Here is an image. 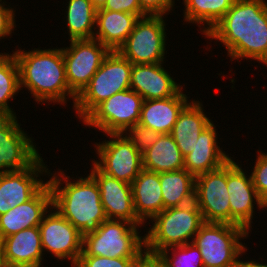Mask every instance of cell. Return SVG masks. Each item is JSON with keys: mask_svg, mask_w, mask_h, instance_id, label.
Returning <instances> with one entry per match:
<instances>
[{"mask_svg": "<svg viewBox=\"0 0 267 267\" xmlns=\"http://www.w3.org/2000/svg\"><path fill=\"white\" fill-rule=\"evenodd\" d=\"M204 36L220 41L231 62L245 58L267 67V1L236 0Z\"/></svg>", "mask_w": 267, "mask_h": 267, "instance_id": "cell-1", "label": "cell"}, {"mask_svg": "<svg viewBox=\"0 0 267 267\" xmlns=\"http://www.w3.org/2000/svg\"><path fill=\"white\" fill-rule=\"evenodd\" d=\"M19 67L20 90L28 89L37 104L57 103L65 106L77 96L70 90L62 48L13 50ZM67 96V97H66Z\"/></svg>", "mask_w": 267, "mask_h": 267, "instance_id": "cell-2", "label": "cell"}, {"mask_svg": "<svg viewBox=\"0 0 267 267\" xmlns=\"http://www.w3.org/2000/svg\"><path fill=\"white\" fill-rule=\"evenodd\" d=\"M57 173H51L50 170L48 173L52 207L66 218L82 237L95 232L108 219L97 182L90 174L73 181L64 171Z\"/></svg>", "mask_w": 267, "mask_h": 267, "instance_id": "cell-3", "label": "cell"}, {"mask_svg": "<svg viewBox=\"0 0 267 267\" xmlns=\"http://www.w3.org/2000/svg\"><path fill=\"white\" fill-rule=\"evenodd\" d=\"M151 227L144 235L146 257L153 258L159 251L193 241L204 223L195 201L164 209L151 220Z\"/></svg>", "mask_w": 267, "mask_h": 267, "instance_id": "cell-4", "label": "cell"}, {"mask_svg": "<svg viewBox=\"0 0 267 267\" xmlns=\"http://www.w3.org/2000/svg\"><path fill=\"white\" fill-rule=\"evenodd\" d=\"M141 226L129 221L107 219L99 228L83 237L80 255L110 258H145V237Z\"/></svg>", "mask_w": 267, "mask_h": 267, "instance_id": "cell-5", "label": "cell"}, {"mask_svg": "<svg viewBox=\"0 0 267 267\" xmlns=\"http://www.w3.org/2000/svg\"><path fill=\"white\" fill-rule=\"evenodd\" d=\"M132 63L118 51H110L89 84L77 96L76 114L83 121L100 103L130 89Z\"/></svg>", "mask_w": 267, "mask_h": 267, "instance_id": "cell-6", "label": "cell"}, {"mask_svg": "<svg viewBox=\"0 0 267 267\" xmlns=\"http://www.w3.org/2000/svg\"><path fill=\"white\" fill-rule=\"evenodd\" d=\"M249 233L238 225L204 222L192 243L199 248L204 267H237L239 256L247 252L239 240Z\"/></svg>", "mask_w": 267, "mask_h": 267, "instance_id": "cell-7", "label": "cell"}, {"mask_svg": "<svg viewBox=\"0 0 267 267\" xmlns=\"http://www.w3.org/2000/svg\"><path fill=\"white\" fill-rule=\"evenodd\" d=\"M163 18L149 15L140 18L117 51L132 64L164 62L167 54V28Z\"/></svg>", "mask_w": 267, "mask_h": 267, "instance_id": "cell-8", "label": "cell"}, {"mask_svg": "<svg viewBox=\"0 0 267 267\" xmlns=\"http://www.w3.org/2000/svg\"><path fill=\"white\" fill-rule=\"evenodd\" d=\"M106 136L111 140L95 142L99 157L92 160L93 164L102 173L131 184L143 169L142 154L123 133H107Z\"/></svg>", "mask_w": 267, "mask_h": 267, "instance_id": "cell-9", "label": "cell"}, {"mask_svg": "<svg viewBox=\"0 0 267 267\" xmlns=\"http://www.w3.org/2000/svg\"><path fill=\"white\" fill-rule=\"evenodd\" d=\"M143 98L132 89L112 95L100 103L84 120L83 124L107 133H123L138 123Z\"/></svg>", "mask_w": 267, "mask_h": 267, "instance_id": "cell-10", "label": "cell"}, {"mask_svg": "<svg viewBox=\"0 0 267 267\" xmlns=\"http://www.w3.org/2000/svg\"><path fill=\"white\" fill-rule=\"evenodd\" d=\"M66 79L70 90L78 96L89 84L110 50L97 39L71 40L63 47Z\"/></svg>", "mask_w": 267, "mask_h": 267, "instance_id": "cell-11", "label": "cell"}, {"mask_svg": "<svg viewBox=\"0 0 267 267\" xmlns=\"http://www.w3.org/2000/svg\"><path fill=\"white\" fill-rule=\"evenodd\" d=\"M20 127L16 115L0 114V174L25 170L40 157L32 137Z\"/></svg>", "mask_w": 267, "mask_h": 267, "instance_id": "cell-12", "label": "cell"}, {"mask_svg": "<svg viewBox=\"0 0 267 267\" xmlns=\"http://www.w3.org/2000/svg\"><path fill=\"white\" fill-rule=\"evenodd\" d=\"M195 203L204 222L230 224L227 163L217 170L196 176Z\"/></svg>", "mask_w": 267, "mask_h": 267, "instance_id": "cell-13", "label": "cell"}, {"mask_svg": "<svg viewBox=\"0 0 267 267\" xmlns=\"http://www.w3.org/2000/svg\"><path fill=\"white\" fill-rule=\"evenodd\" d=\"M38 227L43 253L50 252L61 261L70 260L73 267L82 253L83 237L79 231L54 207L44 215Z\"/></svg>", "mask_w": 267, "mask_h": 267, "instance_id": "cell-14", "label": "cell"}, {"mask_svg": "<svg viewBox=\"0 0 267 267\" xmlns=\"http://www.w3.org/2000/svg\"><path fill=\"white\" fill-rule=\"evenodd\" d=\"M227 190L230 202V224L242 226L249 232L254 220V204L261 209L259 195L253 185L251 174L231 158L227 162Z\"/></svg>", "mask_w": 267, "mask_h": 267, "instance_id": "cell-15", "label": "cell"}, {"mask_svg": "<svg viewBox=\"0 0 267 267\" xmlns=\"http://www.w3.org/2000/svg\"><path fill=\"white\" fill-rule=\"evenodd\" d=\"M47 166L40 156L25 170L0 174V215L30 200L47 183L40 177L48 175Z\"/></svg>", "mask_w": 267, "mask_h": 267, "instance_id": "cell-16", "label": "cell"}, {"mask_svg": "<svg viewBox=\"0 0 267 267\" xmlns=\"http://www.w3.org/2000/svg\"><path fill=\"white\" fill-rule=\"evenodd\" d=\"M91 166L89 174L99 186L107 218L129 221L137 226L145 224L135 213L131 184L102 173L93 163Z\"/></svg>", "mask_w": 267, "mask_h": 267, "instance_id": "cell-17", "label": "cell"}, {"mask_svg": "<svg viewBox=\"0 0 267 267\" xmlns=\"http://www.w3.org/2000/svg\"><path fill=\"white\" fill-rule=\"evenodd\" d=\"M52 207V192L48 182L27 202L0 215L1 239L23 229L39 226Z\"/></svg>", "mask_w": 267, "mask_h": 267, "instance_id": "cell-18", "label": "cell"}, {"mask_svg": "<svg viewBox=\"0 0 267 267\" xmlns=\"http://www.w3.org/2000/svg\"><path fill=\"white\" fill-rule=\"evenodd\" d=\"M164 62L150 64H133L130 89L137 92L143 100L170 98L176 95L183 85L176 83Z\"/></svg>", "mask_w": 267, "mask_h": 267, "instance_id": "cell-19", "label": "cell"}, {"mask_svg": "<svg viewBox=\"0 0 267 267\" xmlns=\"http://www.w3.org/2000/svg\"><path fill=\"white\" fill-rule=\"evenodd\" d=\"M2 254L8 267H41L43 248L39 227H30L2 239Z\"/></svg>", "mask_w": 267, "mask_h": 267, "instance_id": "cell-20", "label": "cell"}, {"mask_svg": "<svg viewBox=\"0 0 267 267\" xmlns=\"http://www.w3.org/2000/svg\"><path fill=\"white\" fill-rule=\"evenodd\" d=\"M217 134L211 122L201 132L193 151L184 156V169L195 177L221 168L232 158L218 145Z\"/></svg>", "mask_w": 267, "mask_h": 267, "instance_id": "cell-21", "label": "cell"}, {"mask_svg": "<svg viewBox=\"0 0 267 267\" xmlns=\"http://www.w3.org/2000/svg\"><path fill=\"white\" fill-rule=\"evenodd\" d=\"M182 91L170 98L144 100L139 123L161 134L171 133L179 113L190 102Z\"/></svg>", "mask_w": 267, "mask_h": 267, "instance_id": "cell-22", "label": "cell"}, {"mask_svg": "<svg viewBox=\"0 0 267 267\" xmlns=\"http://www.w3.org/2000/svg\"><path fill=\"white\" fill-rule=\"evenodd\" d=\"M139 19L137 15L127 12L97 9L94 39L110 51H117L125 43Z\"/></svg>", "mask_w": 267, "mask_h": 267, "instance_id": "cell-23", "label": "cell"}, {"mask_svg": "<svg viewBox=\"0 0 267 267\" xmlns=\"http://www.w3.org/2000/svg\"><path fill=\"white\" fill-rule=\"evenodd\" d=\"M134 210L137 217L146 223L164 208L159 173L142 169L131 183ZM145 221V222H144Z\"/></svg>", "mask_w": 267, "mask_h": 267, "instance_id": "cell-24", "label": "cell"}, {"mask_svg": "<svg viewBox=\"0 0 267 267\" xmlns=\"http://www.w3.org/2000/svg\"><path fill=\"white\" fill-rule=\"evenodd\" d=\"M190 101L179 113L170 133L183 156L193 151L201 132L212 122L200 101Z\"/></svg>", "mask_w": 267, "mask_h": 267, "instance_id": "cell-25", "label": "cell"}, {"mask_svg": "<svg viewBox=\"0 0 267 267\" xmlns=\"http://www.w3.org/2000/svg\"><path fill=\"white\" fill-rule=\"evenodd\" d=\"M143 169L163 173L184 168V156L170 133L159 139L142 154Z\"/></svg>", "mask_w": 267, "mask_h": 267, "instance_id": "cell-26", "label": "cell"}, {"mask_svg": "<svg viewBox=\"0 0 267 267\" xmlns=\"http://www.w3.org/2000/svg\"><path fill=\"white\" fill-rule=\"evenodd\" d=\"M159 179L165 209L195 201L196 177L186 169L159 173Z\"/></svg>", "mask_w": 267, "mask_h": 267, "instance_id": "cell-27", "label": "cell"}, {"mask_svg": "<svg viewBox=\"0 0 267 267\" xmlns=\"http://www.w3.org/2000/svg\"><path fill=\"white\" fill-rule=\"evenodd\" d=\"M235 2L236 0H183L184 22L199 27L202 25L201 34L206 35Z\"/></svg>", "mask_w": 267, "mask_h": 267, "instance_id": "cell-28", "label": "cell"}, {"mask_svg": "<svg viewBox=\"0 0 267 267\" xmlns=\"http://www.w3.org/2000/svg\"><path fill=\"white\" fill-rule=\"evenodd\" d=\"M67 3L64 17L69 41L94 38L97 9L91 0H68Z\"/></svg>", "mask_w": 267, "mask_h": 267, "instance_id": "cell-29", "label": "cell"}, {"mask_svg": "<svg viewBox=\"0 0 267 267\" xmlns=\"http://www.w3.org/2000/svg\"><path fill=\"white\" fill-rule=\"evenodd\" d=\"M19 67L13 53H0V114L16 115L9 100L19 93Z\"/></svg>", "mask_w": 267, "mask_h": 267, "instance_id": "cell-30", "label": "cell"}, {"mask_svg": "<svg viewBox=\"0 0 267 267\" xmlns=\"http://www.w3.org/2000/svg\"><path fill=\"white\" fill-rule=\"evenodd\" d=\"M153 259L160 267H204L199 248L192 242L163 249Z\"/></svg>", "mask_w": 267, "mask_h": 267, "instance_id": "cell-31", "label": "cell"}, {"mask_svg": "<svg viewBox=\"0 0 267 267\" xmlns=\"http://www.w3.org/2000/svg\"><path fill=\"white\" fill-rule=\"evenodd\" d=\"M123 134L132 142L133 147L141 154L146 152L160 137L161 133L135 123L129 126Z\"/></svg>", "mask_w": 267, "mask_h": 267, "instance_id": "cell-32", "label": "cell"}, {"mask_svg": "<svg viewBox=\"0 0 267 267\" xmlns=\"http://www.w3.org/2000/svg\"><path fill=\"white\" fill-rule=\"evenodd\" d=\"M143 259L80 255L73 267H136Z\"/></svg>", "mask_w": 267, "mask_h": 267, "instance_id": "cell-33", "label": "cell"}, {"mask_svg": "<svg viewBox=\"0 0 267 267\" xmlns=\"http://www.w3.org/2000/svg\"><path fill=\"white\" fill-rule=\"evenodd\" d=\"M258 154L255 165L251 172L252 182L259 195L267 188V153L257 150Z\"/></svg>", "mask_w": 267, "mask_h": 267, "instance_id": "cell-34", "label": "cell"}, {"mask_svg": "<svg viewBox=\"0 0 267 267\" xmlns=\"http://www.w3.org/2000/svg\"><path fill=\"white\" fill-rule=\"evenodd\" d=\"M141 10L149 16H164L171 12L174 0H139Z\"/></svg>", "mask_w": 267, "mask_h": 267, "instance_id": "cell-35", "label": "cell"}, {"mask_svg": "<svg viewBox=\"0 0 267 267\" xmlns=\"http://www.w3.org/2000/svg\"><path fill=\"white\" fill-rule=\"evenodd\" d=\"M6 1H0V40L11 36L16 28L15 9L8 5ZM15 27V28H14Z\"/></svg>", "mask_w": 267, "mask_h": 267, "instance_id": "cell-36", "label": "cell"}, {"mask_svg": "<svg viewBox=\"0 0 267 267\" xmlns=\"http://www.w3.org/2000/svg\"><path fill=\"white\" fill-rule=\"evenodd\" d=\"M100 9L127 12L137 15L139 18L147 16L141 10L139 0H107L105 5Z\"/></svg>", "mask_w": 267, "mask_h": 267, "instance_id": "cell-37", "label": "cell"}, {"mask_svg": "<svg viewBox=\"0 0 267 267\" xmlns=\"http://www.w3.org/2000/svg\"><path fill=\"white\" fill-rule=\"evenodd\" d=\"M241 257L239 256V260H238V265L237 267H267V264L266 263H260V262H256L258 260H241L240 259Z\"/></svg>", "mask_w": 267, "mask_h": 267, "instance_id": "cell-38", "label": "cell"}, {"mask_svg": "<svg viewBox=\"0 0 267 267\" xmlns=\"http://www.w3.org/2000/svg\"><path fill=\"white\" fill-rule=\"evenodd\" d=\"M136 267H160V265L150 257H145Z\"/></svg>", "mask_w": 267, "mask_h": 267, "instance_id": "cell-39", "label": "cell"}, {"mask_svg": "<svg viewBox=\"0 0 267 267\" xmlns=\"http://www.w3.org/2000/svg\"><path fill=\"white\" fill-rule=\"evenodd\" d=\"M259 203L262 210H267V188L259 194Z\"/></svg>", "mask_w": 267, "mask_h": 267, "instance_id": "cell-40", "label": "cell"}, {"mask_svg": "<svg viewBox=\"0 0 267 267\" xmlns=\"http://www.w3.org/2000/svg\"><path fill=\"white\" fill-rule=\"evenodd\" d=\"M107 0H91L93 6L96 8V9H100L102 8L105 3H106Z\"/></svg>", "mask_w": 267, "mask_h": 267, "instance_id": "cell-41", "label": "cell"}, {"mask_svg": "<svg viewBox=\"0 0 267 267\" xmlns=\"http://www.w3.org/2000/svg\"><path fill=\"white\" fill-rule=\"evenodd\" d=\"M0 267H8L3 257L2 251H0Z\"/></svg>", "mask_w": 267, "mask_h": 267, "instance_id": "cell-42", "label": "cell"}, {"mask_svg": "<svg viewBox=\"0 0 267 267\" xmlns=\"http://www.w3.org/2000/svg\"><path fill=\"white\" fill-rule=\"evenodd\" d=\"M0 251H2V239L0 237Z\"/></svg>", "mask_w": 267, "mask_h": 267, "instance_id": "cell-43", "label": "cell"}]
</instances>
